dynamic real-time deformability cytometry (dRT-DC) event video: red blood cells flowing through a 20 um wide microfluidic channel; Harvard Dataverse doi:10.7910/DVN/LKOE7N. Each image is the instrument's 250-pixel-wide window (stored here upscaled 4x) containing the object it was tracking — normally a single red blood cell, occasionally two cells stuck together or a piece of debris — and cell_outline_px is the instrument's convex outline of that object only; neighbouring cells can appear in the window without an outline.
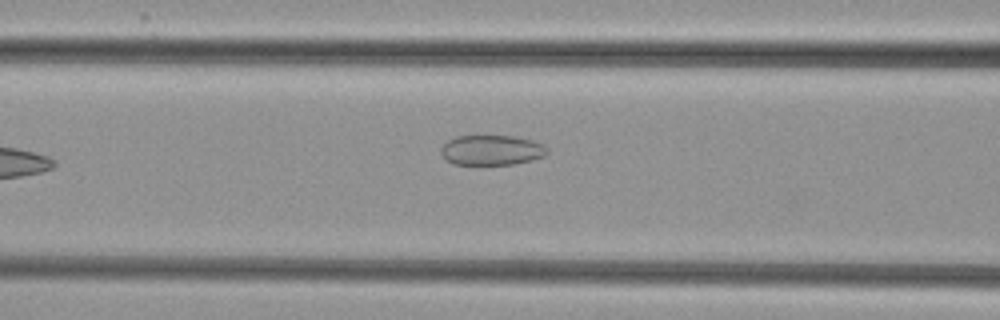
{"species": "common noctule bat (a hibernating species)", "species_latin": "Nyctalus noctula", "temperature_condition": "cold", "stored_images_in_passage": 3, "camera_frame_rate_fps": 3000, "um_per_image_px": 0.085, "animal": {"sex": "female", "body_mass_g": 29.2, "forearm_length_mm": 56.3}, "frame": {"image": 1, "passage_image": 3, "time_ms": 2.333, "image_size_px": [1000, 320], "cell_outline_px": [[548, 152], [544, 156], [532, 160], [512, 164], [452, 164], [440, 152], [440, 148], [448, 140], [456, 136], [512, 136], [532, 140], [544, 144], [548, 148]], "centroid_in_image_um": [41.81, 12.75], "position_along_channel_um": 124.8, "area_um2": 18.55}}